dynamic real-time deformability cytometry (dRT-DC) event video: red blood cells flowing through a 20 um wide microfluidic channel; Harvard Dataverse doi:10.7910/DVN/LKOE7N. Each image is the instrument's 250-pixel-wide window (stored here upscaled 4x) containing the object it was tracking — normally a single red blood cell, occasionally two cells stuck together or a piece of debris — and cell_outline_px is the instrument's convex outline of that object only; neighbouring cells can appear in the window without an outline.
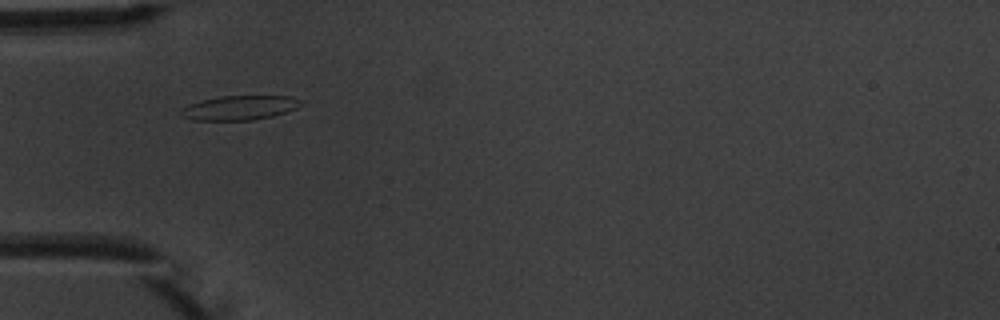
{"species": "common noctule bat (a hibernating species)", "species_latin": "Nyctalus noctula", "temperature_condition": "warm", "stored_images_in_passage": 5, "camera_frame_rate_fps": 3000, "um_per_image_px": 0.085, "animal": {"sex": "male", "body_mass_g": 20.1, "forearm_length_mm": 53.5}, "frame": {"image": 1, "passage_image": 2, "time_ms": 1.0, "image_size_px": [1000, 320], "cell_outline_px": [[304, 104], [296, 108], [272, 116], [252, 120], [192, 120], [180, 116], [180, 108], [188, 104], [200, 100], [220, 96], [292, 96], [300, 100]], "centroid_in_image_um": [20.31, 9.15], "position_along_channel_um": 64.7, "area_um2": 17.17}}
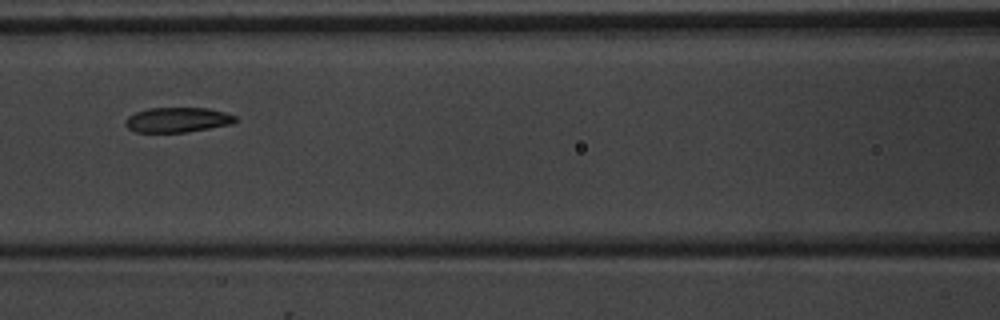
{"frame": {"image": 2, "passage_image": 4, "time_ms": 3.333, "image_size_px": [1000, 320], "cell_outline_px": [[236, 120], [232, 124], [184, 132], [136, 132], [128, 128], [124, 124], [124, 120], [128, 116], [136, 112], [148, 108], [208, 108], [224, 112], [236, 116]], "centroid_in_image_um": [15.05, 10.18], "position_along_channel_um": 151.5, "area_um2": 15.9}}
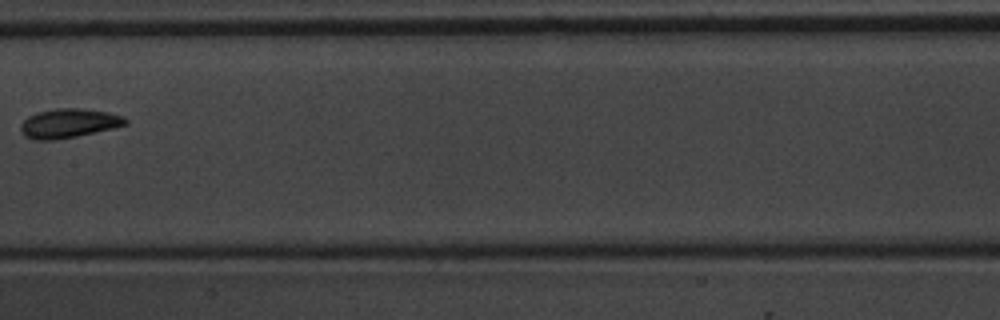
{"frame": {"image": 3, "passage_image": 5, "time_ms": 4.667, "image_size_px": [1000, 320], "cell_outline_px": [[128, 124], [112, 128], [76, 136], [56, 140], [32, 140], [24, 136], [20, 132], [20, 124], [28, 116], [36, 112], [56, 108], [76, 108], [108, 112], [124, 116], [128, 120]], "centroid_in_image_um": [5.8, 10.48], "position_along_channel_um": 201.6, "area_um2": 17.92}}